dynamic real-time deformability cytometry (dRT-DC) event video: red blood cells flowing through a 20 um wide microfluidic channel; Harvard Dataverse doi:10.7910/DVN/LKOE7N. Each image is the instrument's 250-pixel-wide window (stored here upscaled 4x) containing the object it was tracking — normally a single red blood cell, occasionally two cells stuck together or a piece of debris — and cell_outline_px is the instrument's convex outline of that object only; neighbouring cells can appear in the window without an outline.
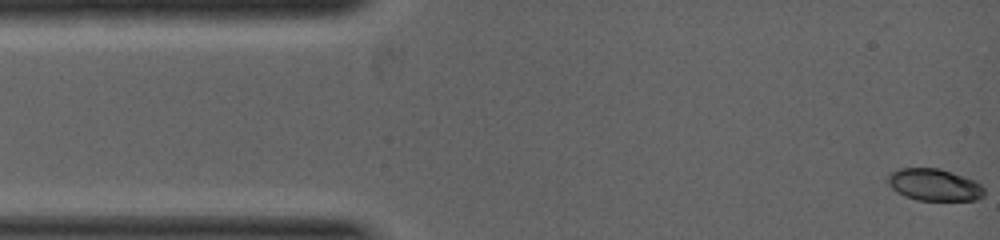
{"species": "common noctule bat (a hibernating species)", "species_latin": "Nyctalus noctula", "temperature_condition": "warm", "stored_images_in_passage": 24, "camera_frame_rate_fps": 5000, "um_per_image_px": 0.085, "animal": {"sex": "female", "body_mass_g": 19.0, "forearm_length_mm": 53.3}, "frame": {"image": 1, "passage_image": 1, "time_ms": 0.0, "image_size_px": [1000, 240], "cell_outline_px": [[984, 196], [976, 200], [916, 200], [904, 196], [896, 192], [888, 184], [888, 172], [900, 168], [940, 168], [964, 176], [980, 184], [984, 188]], "centroid_in_image_um": [79.38, 15.7], "position_along_channel_um": 5.6, "area_um2": 18.09}}
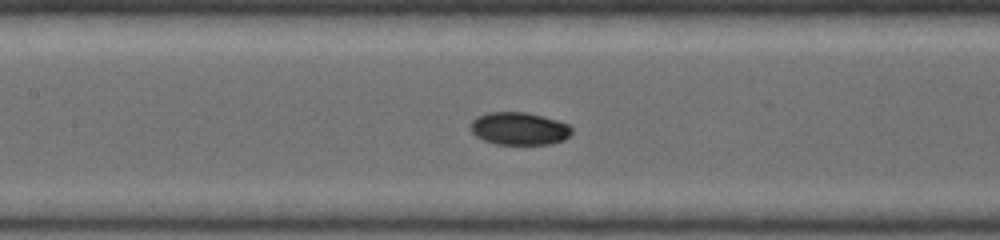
{"frame": {"image": 2, "passage_image": 11, "time_ms": 3.2, "image_size_px": [1000, 240], "cell_outline_px": [[572, 132], [564, 140], [552, 144], [496, 144], [484, 140], [476, 136], [472, 132], [472, 120], [476, 116], [488, 112], [528, 112], [556, 120], [568, 124], [572, 128]], "centroid_in_image_um": [44.14, 10.93], "position_along_channel_um": 163.3, "area_um2": 19.25}}
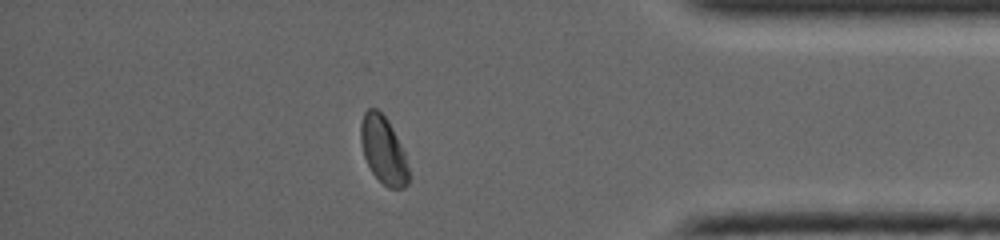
{"frame": {"image": 3, "passage_image": 21, "time_ms": 6.6, "image_size_px": [1000, 240], "cell_outline_px": [[408, 184], [404, 188], [388, 188], [372, 172], [364, 156], [360, 140], [360, 124], [364, 112], [368, 108], [376, 108], [388, 120], [404, 152], [408, 168]], "centroid_in_image_um": [32.57, 12.74], "position_along_channel_um": 402.6, "area_um2": 18.61}}